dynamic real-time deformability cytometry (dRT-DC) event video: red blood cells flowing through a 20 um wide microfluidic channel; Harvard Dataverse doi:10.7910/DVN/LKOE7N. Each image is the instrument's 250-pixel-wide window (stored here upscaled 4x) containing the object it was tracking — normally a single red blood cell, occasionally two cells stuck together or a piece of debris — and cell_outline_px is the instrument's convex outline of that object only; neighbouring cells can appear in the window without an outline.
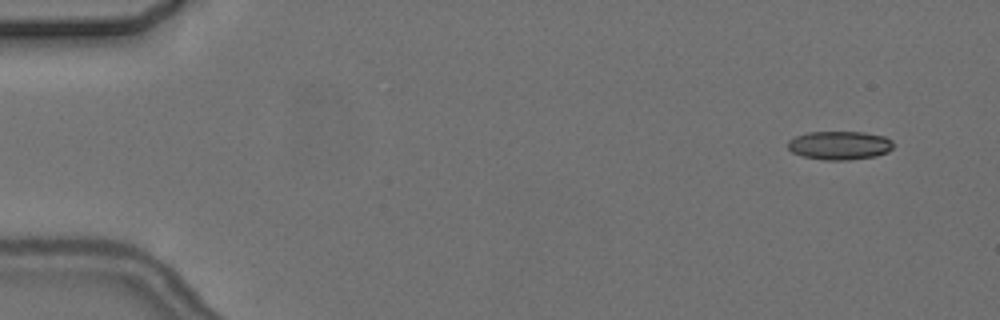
{"species": "common noctule bat (a hibernating species)", "species_latin": "Nyctalus noctula", "temperature_condition": "cold", "stored_images_in_passage": 10, "camera_frame_rate_fps": 3000, "um_per_image_px": 0.085, "animal": {"sex": "female", "body_mass_g": 24.6, "forearm_length_mm": 56.2}, "frame": {"image": 1, "passage_image": 2, "time_ms": 1.333, "image_size_px": [1000, 320], "cell_outline_px": [[892, 148], [888, 152], [876, 156], [848, 160], [824, 160], [804, 156], [792, 152], [788, 148], [788, 140], [796, 136], [808, 132], [864, 132], [884, 136], [892, 140]], "centroid_in_image_um": [71.37, 12.35], "position_along_channel_um": 13.6, "area_um2": 17.57}}
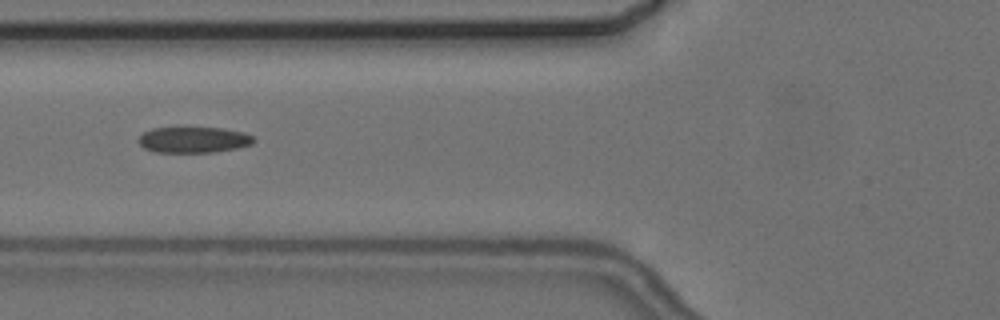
{"frame": {"image": 2, "passage_image": 7, "time_ms": 7.333, "image_size_px": [1000, 320], "cell_outline_px": [[256, 140], [252, 144], [240, 148], [216, 152], [152, 152], [144, 148], [136, 140], [144, 132], [152, 128], [184, 124], [224, 128], [244, 132], [252, 136]], "centroid_in_image_um": [16.44, 11.83], "position_along_channel_um": 109.4, "area_um2": 18.61}}